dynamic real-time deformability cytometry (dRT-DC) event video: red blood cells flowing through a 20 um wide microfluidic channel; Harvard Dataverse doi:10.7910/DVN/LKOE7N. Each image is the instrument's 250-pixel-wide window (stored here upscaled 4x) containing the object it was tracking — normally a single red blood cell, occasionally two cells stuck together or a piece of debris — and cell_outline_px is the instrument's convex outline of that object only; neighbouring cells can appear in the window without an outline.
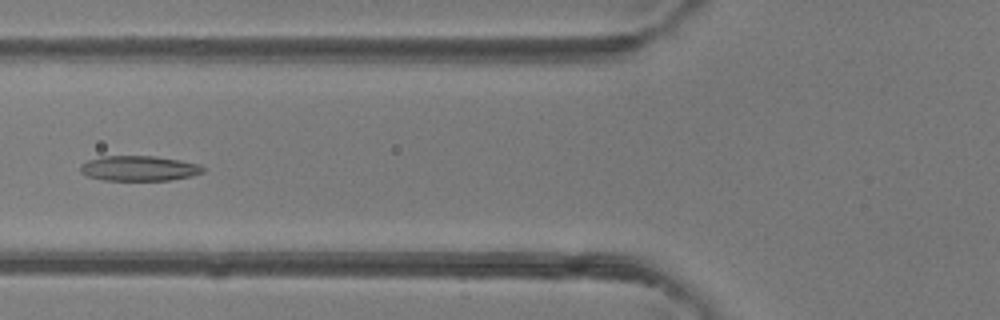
{"species": "common noctule bat (a hibernating species)", "species_latin": "Nyctalus noctula", "temperature_condition": "room temperature", "stored_images_in_passage": 38, "camera_frame_rate_fps": 3000, "um_per_image_px": 0.085, "animal": {"sex": "female"}, "frame": {"image": 1, "passage_image": 9, "time_ms": 2.667, "image_size_px": [1000, 320], "cell_outline_px": [[204, 172], [192, 176], [172, 180], [104, 180], [88, 176], [80, 172], [80, 164], [88, 160], [100, 156], [156, 156], [180, 160], [200, 164], [204, 168]], "centroid_in_image_um": [11.83, 14.3], "position_along_channel_um": 114.0, "area_um2": 18.09}}
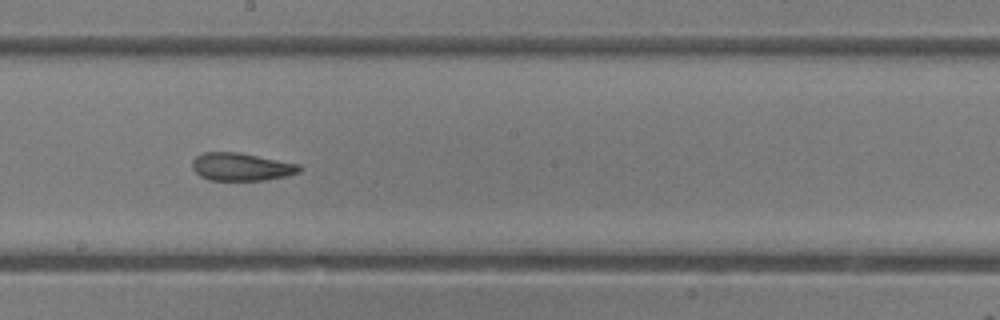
{"frame": {"image": 2, "passage_image": 17, "time_ms": 5.333, "image_size_px": [1000, 320], "cell_outline_px": [[300, 172], [288, 176], [264, 180], [208, 180], [200, 176], [192, 168], [192, 160], [196, 156], [204, 152], [236, 152], [300, 164]], "centroid_in_image_um": [20.49, 14.18], "position_along_channel_um": 227.7, "area_um2": 17.34}}
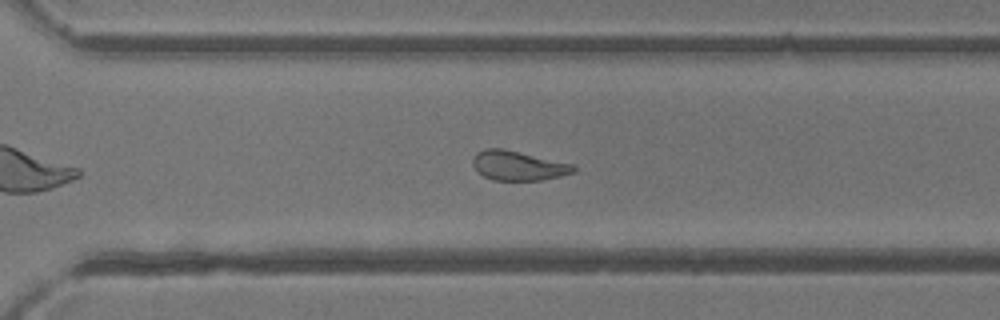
{"frame": {"image": 3, "passage_image": 24, "time_ms": 7.667, "image_size_px": [1000, 320], "cell_outline_px": [[576, 172], [560, 176], [540, 180], [492, 180], [476, 172], [472, 164], [472, 156], [476, 152], [484, 148], [504, 148], [576, 164]], "centroid_in_image_um": [44.04, 14.06], "position_along_channel_um": 326.6, "area_um2": 17.8}, "authors_computed_cell_mechanics": {"area_um2": 18.3515, "velocity_mm_per_s": 4.2574, "shape_relaxation_time_tau1_ms": 7.3049, "shape_relaxation_time_tau2_ms": 1.304, "deformation_change_tau1": 0.2115, "deformation_change_tau2": 0.0837}}